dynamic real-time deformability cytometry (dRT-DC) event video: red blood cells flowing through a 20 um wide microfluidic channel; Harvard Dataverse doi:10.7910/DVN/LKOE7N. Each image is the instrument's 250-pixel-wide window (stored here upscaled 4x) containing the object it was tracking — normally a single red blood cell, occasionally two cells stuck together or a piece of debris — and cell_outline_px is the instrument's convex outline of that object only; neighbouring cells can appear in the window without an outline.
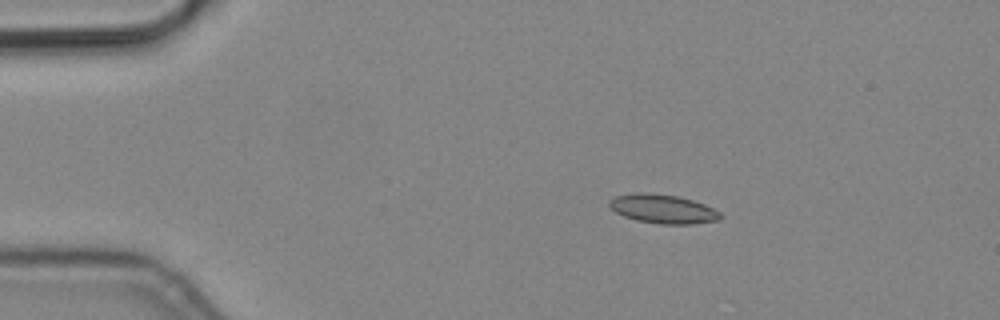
{"species": "common noctule bat (a hibernating species)", "species_latin": "Nyctalus noctula", "temperature_condition": "cold", "stored_images_in_passage": 4, "camera_frame_rate_fps": 3000, "um_per_image_px": 0.085, "animal": {"sex": "male", "body_mass_g": 19.2, "forearm_length_mm": 51.8}, "frame": {"image": 1, "passage_image": 3, "time_ms": 0.667, "image_size_px": [1000, 320], "cell_outline_px": [[724, 216], [720, 220], [692, 224], [660, 224], [636, 220], [624, 216], [616, 212], [608, 204], [608, 200], [616, 196], [632, 192], [644, 192], [676, 196], [692, 200], [704, 204], [720, 212]], "centroid_in_image_um": [56.35, 17.76], "position_along_channel_um": 28.7, "area_um2": 18.79}}